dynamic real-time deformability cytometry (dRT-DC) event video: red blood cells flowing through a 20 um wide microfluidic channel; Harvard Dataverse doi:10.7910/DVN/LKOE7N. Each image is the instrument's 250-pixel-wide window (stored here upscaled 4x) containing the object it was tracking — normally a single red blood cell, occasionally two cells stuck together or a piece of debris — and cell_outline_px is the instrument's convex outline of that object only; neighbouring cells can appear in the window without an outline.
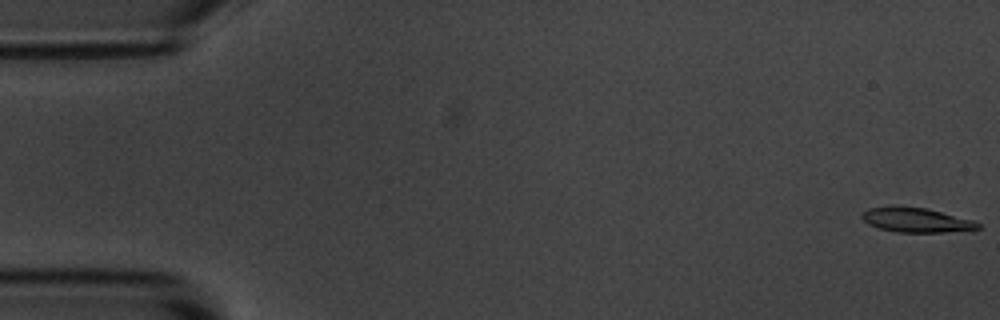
{"species": "common noctule bat (a hibernating species)", "species_latin": "Nyctalus noctula", "temperature_condition": "room temperature", "stored_images_in_passage": 15, "camera_frame_rate_fps": 3000, "um_per_image_px": 0.085, "animal": {"sex": "male", "body_mass_g": 20.1, "forearm_length_mm": 53.5}, "frame": {"image": 1, "passage_image": 1, "time_ms": 0.0, "image_size_px": [1000, 320], "cell_outline_px": [[980, 228], [944, 232], [896, 232], [880, 228], [868, 224], [860, 216], [860, 212], [868, 208], [892, 204], [928, 208], [972, 220], [980, 224]], "centroid_in_image_um": [77.78, 18.66], "position_along_channel_um": 7.2, "area_um2": 16.88}}